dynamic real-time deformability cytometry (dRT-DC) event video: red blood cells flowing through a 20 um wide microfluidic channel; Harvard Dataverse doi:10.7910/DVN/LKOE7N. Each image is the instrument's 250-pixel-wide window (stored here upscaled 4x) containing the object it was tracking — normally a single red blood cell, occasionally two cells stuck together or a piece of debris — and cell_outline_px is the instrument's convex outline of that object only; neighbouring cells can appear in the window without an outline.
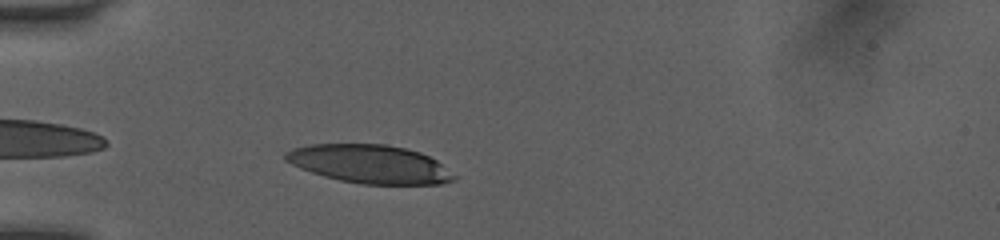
{"species": "human", "species_latin": "Homo sapiens", "temperature_condition": "room temperature", "stored_images_in_passage": 32, "camera_frame_rate_fps": 3000, "um_per_image_px": 0.085, "donor": {"sex": "female"}, "frame": {"image": 1, "passage_image": 2, "time_ms": 0.333, "image_size_px": [1000, 240], "cell_outline_px": [[456, 180], [440, 184], [364, 184], [340, 180], [324, 176], [300, 168], [284, 160], [284, 152], [292, 148], [308, 144], [384, 144], [404, 148], [420, 152], [436, 160], [456, 176]], "centroid_in_image_um": [31.4, 13.94], "position_along_channel_um": 53.6, "area_um2": 37.63}}
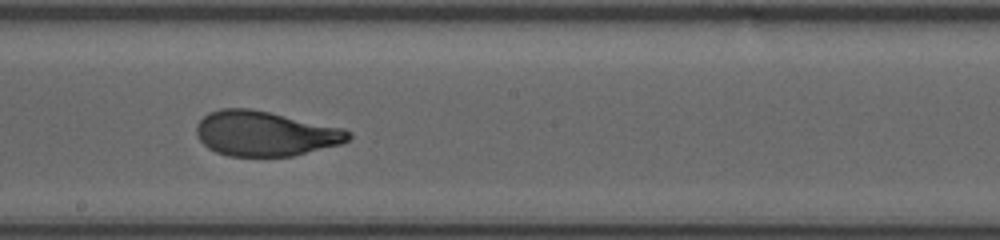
{"frame": {"image": 2, "passage_image": 16, "time_ms": 5.0, "image_size_px": [1000, 240], "cell_outline_px": [[352, 136], [348, 140], [340, 144], [292, 156], [228, 156], [216, 152], [208, 148], [200, 140], [196, 132], [196, 124], [208, 112], [220, 108], [252, 108], [344, 128], [352, 132]], "centroid_in_image_um": [22.53, 11.34], "position_along_channel_um": 225.7, "area_um2": 39.94}}
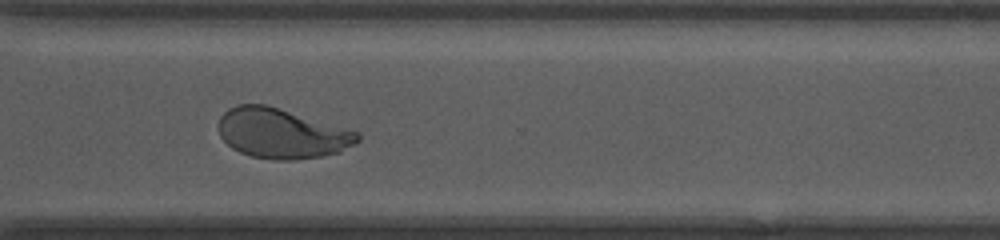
{"frame": {"image": 3, "passage_image": 25, "time_ms": 8.0, "image_size_px": [1000, 240], "cell_outline_px": [[360, 140], [340, 152], [320, 156], [292, 160], [272, 160], [252, 156], [240, 152], [232, 148], [220, 136], [220, 116], [228, 108], [236, 104], [264, 104], [360, 132]], "centroid_in_image_um": [23.94, 11.34], "position_along_channel_um": 346.7, "area_um2": 40.11}, "authors_computed_cell_mechanics": {"area_um2": 40.0554, "velocity_mm_per_s": 4.0443, "shape_relaxation_time_tau1_ms": 4.3539, "shape_relaxation_time_tau2_ms": null, "deformation_change_tau1": 0.2018, "deformation_change_tau2": null}}